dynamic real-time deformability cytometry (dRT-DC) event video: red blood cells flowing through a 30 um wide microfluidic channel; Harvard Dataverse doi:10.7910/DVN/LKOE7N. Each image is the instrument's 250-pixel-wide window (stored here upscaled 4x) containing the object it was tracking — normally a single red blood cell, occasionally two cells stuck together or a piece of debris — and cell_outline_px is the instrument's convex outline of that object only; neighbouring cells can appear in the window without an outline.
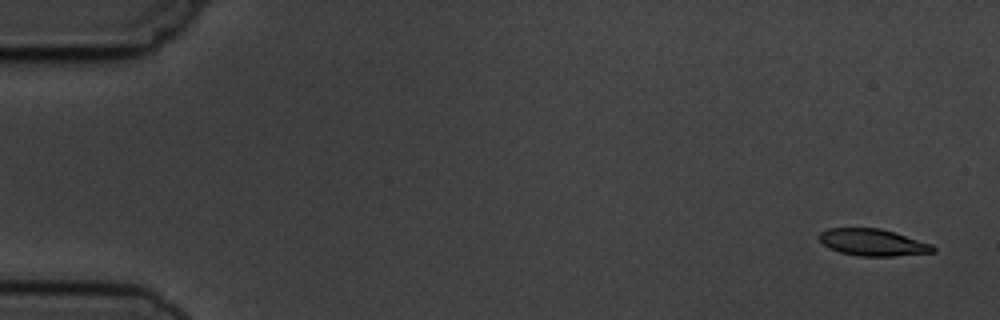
{"species": "common noctule bat (a hibernating species)", "species_latin": "Nyctalus noctula", "temperature_condition": "cold", "stored_images_in_passage": 5, "camera_frame_rate_fps": 3000, "um_per_image_px": 0.085, "animal": {"sex": "male", "body_mass_g": 19.5, "forearm_length_mm": 54.6}, "frame": {"image": 1, "passage_image": 1, "time_ms": 0.0, "image_size_px": [1000, 320], "cell_outline_px": [[936, 252], [896, 256], [860, 256], [840, 252], [828, 248], [816, 236], [820, 232], [828, 228], [880, 228], [932, 244], [936, 248]], "centroid_in_image_um": [74.18, 20.61], "position_along_channel_um": 10.8, "area_um2": 17.86}}